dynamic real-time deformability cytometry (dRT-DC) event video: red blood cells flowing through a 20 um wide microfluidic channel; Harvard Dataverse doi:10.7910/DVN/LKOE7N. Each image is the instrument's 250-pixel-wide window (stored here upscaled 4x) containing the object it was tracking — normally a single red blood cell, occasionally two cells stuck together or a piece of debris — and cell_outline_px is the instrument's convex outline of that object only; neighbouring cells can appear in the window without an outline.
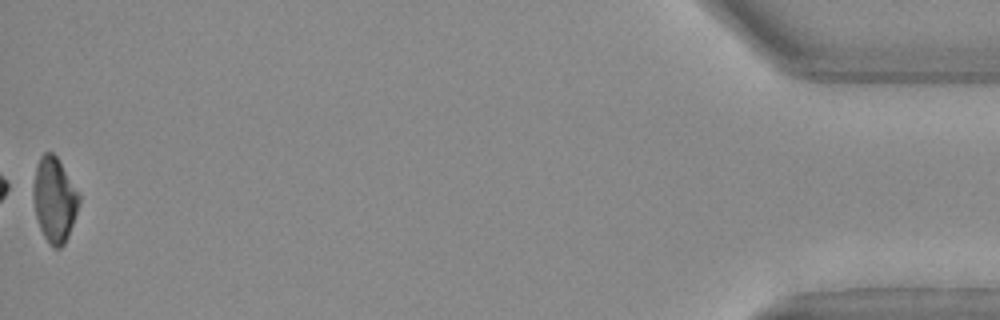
{"species": "Egyptian fruit bat (a non-hibernating species)", "species_latin": "Rousettus aegyptiacus", "temperature_condition": "warm", "stored_images_in_passage": 38, "camera_frame_rate_fps": 3000, "um_per_image_px": 0.085, "animal": {"sex": "female"}, "frame": {"image": 1, "passage_image": 38, "time_ms": 12.333, "image_size_px": [1000, 320], "cell_outline_px": [[80, 200], [68, 236], [64, 244], [60, 248], [56, 248], [44, 236], [40, 228], [36, 216], [32, 196], [32, 184], [36, 164], [40, 156], [44, 152], [52, 152], [56, 156], [80, 196]], "centroid_in_image_um": [4.59, 16.94], "position_along_channel_um": 430.6, "area_um2": 22.31}}